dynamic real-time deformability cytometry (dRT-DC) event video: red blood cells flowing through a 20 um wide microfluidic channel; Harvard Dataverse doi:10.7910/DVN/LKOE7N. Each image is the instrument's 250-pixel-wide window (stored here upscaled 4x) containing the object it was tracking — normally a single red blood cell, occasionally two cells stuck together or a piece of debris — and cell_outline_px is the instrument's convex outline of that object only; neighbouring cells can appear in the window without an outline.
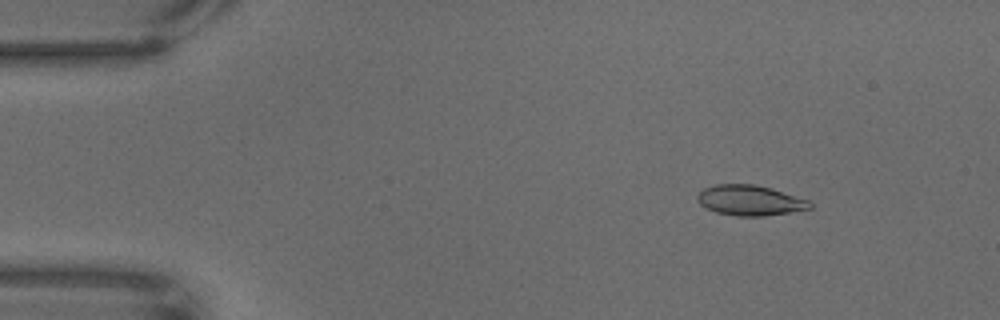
{"species": "common noctule bat (a hibernating species)", "species_latin": "Nyctalus noctula", "temperature_condition": "warm", "stored_images_in_passage": 67, "camera_frame_rate_fps": 3000, "um_per_image_px": 0.085, "animal": {"sex": "male", "body_mass_g": 18.8}, "frame": {"image": 1, "passage_image": 9, "time_ms": 2.667, "image_size_px": [1000, 320], "cell_outline_px": [[812, 208], [764, 216], [736, 216], [716, 212], [704, 208], [696, 200], [696, 196], [704, 188], [716, 184], [752, 184], [772, 188], [808, 200], [812, 204]], "centroid_in_image_um": [63.7, 17.03], "position_along_channel_um": 21.3, "area_um2": 19.88}}
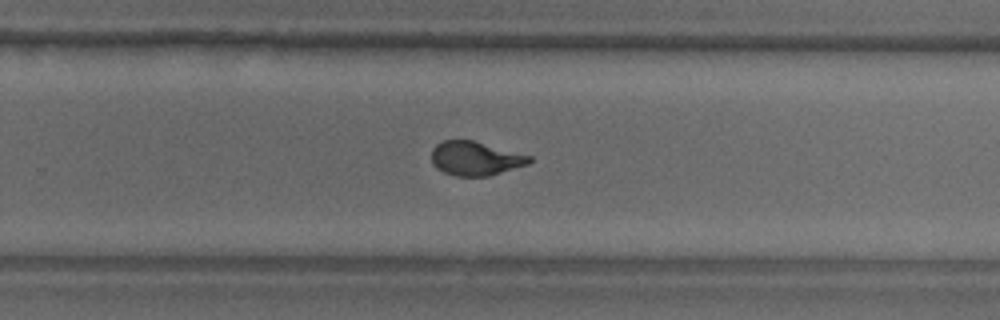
{"frame": {"image": 2, "passage_image": 44, "time_ms": 14.333, "image_size_px": [1000, 320], "cell_outline_px": [[532, 160], [528, 164], [488, 176], [456, 176], [444, 172], [436, 168], [432, 164], [432, 148], [436, 144], [444, 140], [472, 140], [532, 156]], "centroid_in_image_um": [40.39, 13.46], "position_along_channel_um": 289.4, "area_um2": 19.31}}
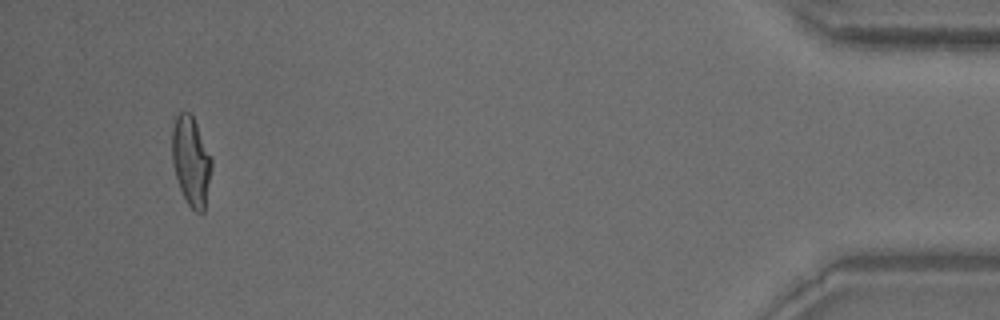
{"frame": {"image": 3, "passage_image": 64, "time_ms": 21.0, "image_size_px": [1000, 320], "cell_outline_px": [[212, 168], [204, 212], [196, 212], [188, 204], [180, 188], [176, 176], [172, 160], [172, 128], [176, 116], [180, 112], [188, 112], [192, 116], [196, 124], [212, 160]], "centroid_in_image_um": [16.24, 13.71], "position_along_channel_um": 419.0, "area_um2": 20.23}}